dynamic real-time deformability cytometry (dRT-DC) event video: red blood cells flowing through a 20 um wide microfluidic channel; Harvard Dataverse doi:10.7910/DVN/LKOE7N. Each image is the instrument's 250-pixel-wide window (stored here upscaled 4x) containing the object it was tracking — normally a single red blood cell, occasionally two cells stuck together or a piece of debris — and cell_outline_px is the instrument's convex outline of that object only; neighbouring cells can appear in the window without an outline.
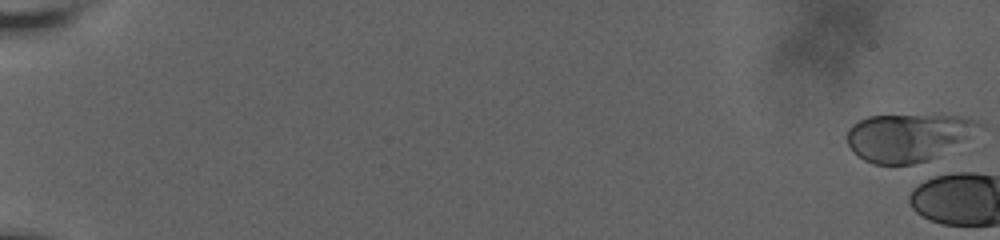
{"species": "human", "species_latin": "Homo sapiens", "temperature_condition": "room temperature", "stored_images_in_passage": 7, "camera_frame_rate_fps": 3000, "um_per_image_px": 0.085, "donor": {"sex": "male"}, "frame": {"image": 1, "passage_image": 1, "time_ms": 0.0, "image_size_px": [1000, 240], "cell_outline_px": [[980, 124], [936, 156], [928, 160], [912, 164], [872, 164], [864, 160], [848, 144], [848, 128], [852, 124], [868, 116], [956, 116], [976, 120]], "centroid_in_image_um": [77.02, 11.68], "position_along_channel_um": 8.0, "area_um2": 34.85}}